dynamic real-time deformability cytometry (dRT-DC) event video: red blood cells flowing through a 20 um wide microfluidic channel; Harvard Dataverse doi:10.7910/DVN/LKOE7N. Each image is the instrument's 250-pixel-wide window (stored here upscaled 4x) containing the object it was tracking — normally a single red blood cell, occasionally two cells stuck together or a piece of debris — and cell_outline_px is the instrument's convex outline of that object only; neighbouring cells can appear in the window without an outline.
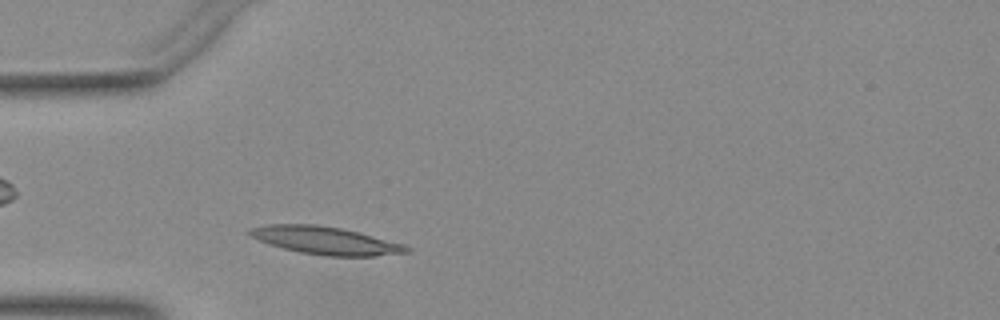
{"species": "Egyptian fruit bat (a non-hibernating species)", "species_latin": "Rousettus aegyptiacus", "temperature_condition": "warm", "stored_images_in_passage": 33, "camera_frame_rate_fps": 3000, "um_per_image_px": 0.085, "animal": {"sex": "female"}, "frame": {"image": 1, "passage_image": 5, "time_ms": 1.333, "image_size_px": [1000, 320], "cell_outline_px": [[412, 252], [376, 256], [324, 256], [300, 252], [284, 248], [260, 240], [244, 232], [248, 228], [268, 224], [316, 224], [340, 228], [404, 244], [412, 248]], "centroid_in_image_um": [27.68, 20.44], "position_along_channel_um": 57.3, "area_um2": 25.26}}
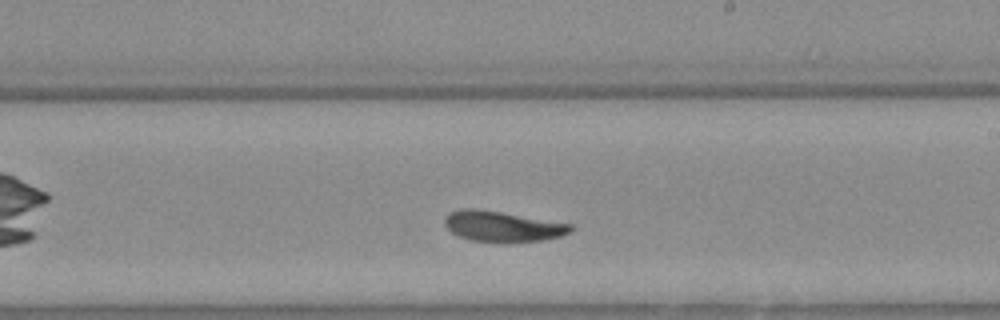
{"frame": {"image": 2, "passage_image": 20, "time_ms": 6.333, "image_size_px": [1000, 320], "cell_outline_px": [[572, 232], [560, 236], [544, 240], [472, 240], [460, 236], [452, 232], [444, 224], [444, 216], [452, 212], [464, 208], [472, 208], [500, 212], [572, 224]], "centroid_in_image_um": [42.71, 19.21], "position_along_channel_um": 246.3, "area_um2": 21.5}}
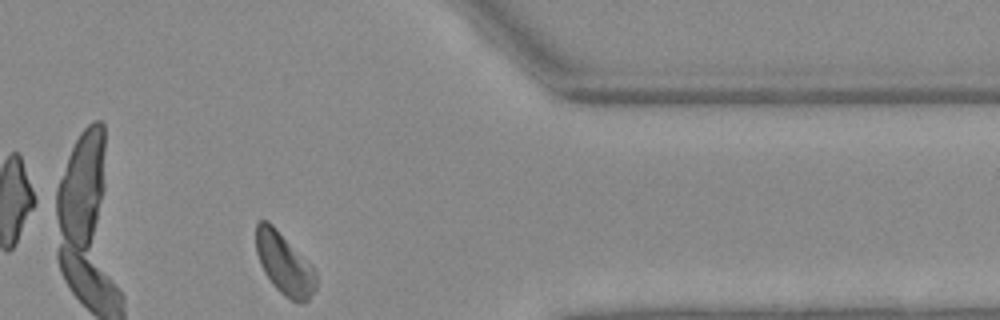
{"frame": {"image": 3, "passage_image": 32, "time_ms": 10.333, "image_size_px": [1000, 320], "cell_outline_px": [[316, 288], [308, 300], [292, 300], [284, 296], [272, 284], [264, 272], [260, 264], [256, 252], [256, 224], [260, 220], [268, 220], [316, 268]], "centroid_in_image_um": [24.17, 22.39], "position_along_channel_um": 387.2, "area_um2": 21.56}}